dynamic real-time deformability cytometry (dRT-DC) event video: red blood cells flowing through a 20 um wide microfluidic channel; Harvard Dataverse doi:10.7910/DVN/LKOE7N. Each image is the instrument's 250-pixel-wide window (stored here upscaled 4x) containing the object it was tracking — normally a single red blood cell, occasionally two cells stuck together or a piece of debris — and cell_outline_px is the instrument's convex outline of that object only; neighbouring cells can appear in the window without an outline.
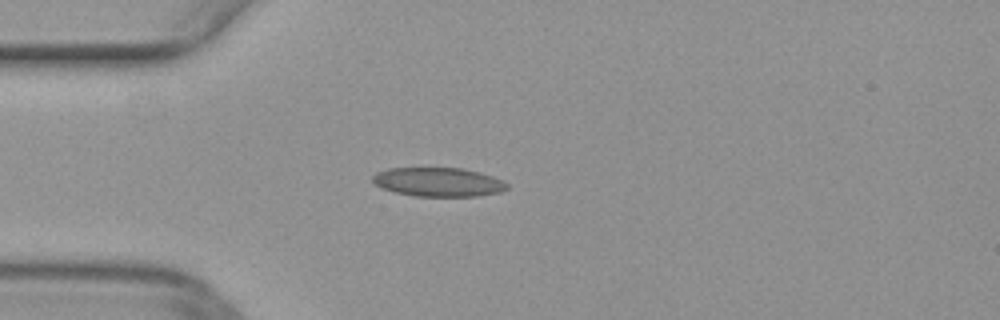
{"species": "common noctule bat (a hibernating species)", "species_latin": "Nyctalus noctula", "temperature_condition": "warm", "stored_images_in_passage": 43, "camera_frame_rate_fps": 3000, "um_per_image_px": 0.085, "animal": {"sex": "female", "body_mass_g": 29.2, "forearm_length_mm": 56.3}, "frame": {"image": 1, "passage_image": 9, "time_ms": 2.667, "image_size_px": [1000, 320], "cell_outline_px": [[508, 188], [500, 192], [476, 196], [416, 196], [396, 192], [380, 188], [372, 184], [372, 176], [376, 172], [388, 168], [464, 168], [480, 172], [492, 176], [508, 184]], "centroid_in_image_um": [37.21, 15.47], "position_along_channel_um": 47.8, "area_um2": 22.77}}
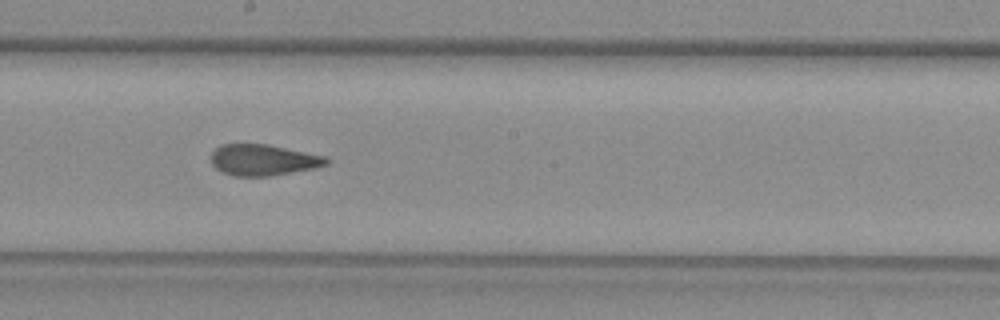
{"frame": {"image": 2, "passage_image": 23, "time_ms": 7.333, "image_size_px": [1000, 320], "cell_outline_px": [[328, 164], [312, 168], [268, 176], [232, 176], [216, 168], [212, 164], [212, 152], [220, 144], [268, 144], [324, 156], [328, 160]], "centroid_in_image_um": [22.33, 13.59], "position_along_channel_um": 225.9, "area_um2": 20.58}}
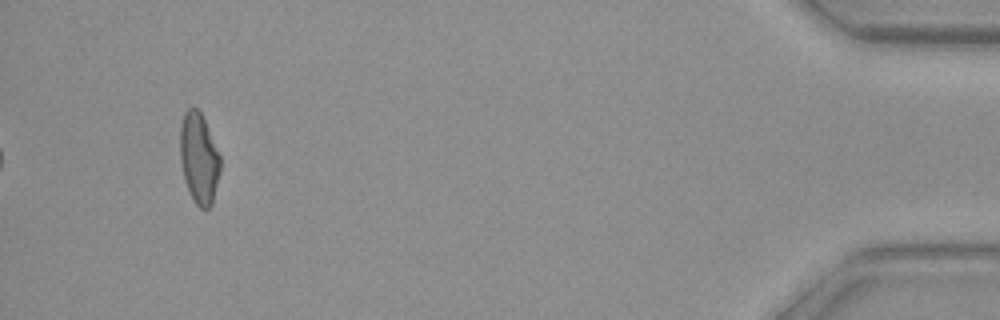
{"frame": {"image": 3, "passage_image": 43, "time_ms": 14.0, "image_size_px": [1000, 320], "cell_outline_px": [[220, 172], [212, 204], [208, 208], [200, 208], [192, 200], [184, 180], [180, 160], [180, 128], [184, 112], [188, 108], [196, 108], [200, 112], [204, 120], [220, 156]], "centroid_in_image_um": [16.89, 13.48], "position_along_channel_um": 418.3, "area_um2": 21.15}}